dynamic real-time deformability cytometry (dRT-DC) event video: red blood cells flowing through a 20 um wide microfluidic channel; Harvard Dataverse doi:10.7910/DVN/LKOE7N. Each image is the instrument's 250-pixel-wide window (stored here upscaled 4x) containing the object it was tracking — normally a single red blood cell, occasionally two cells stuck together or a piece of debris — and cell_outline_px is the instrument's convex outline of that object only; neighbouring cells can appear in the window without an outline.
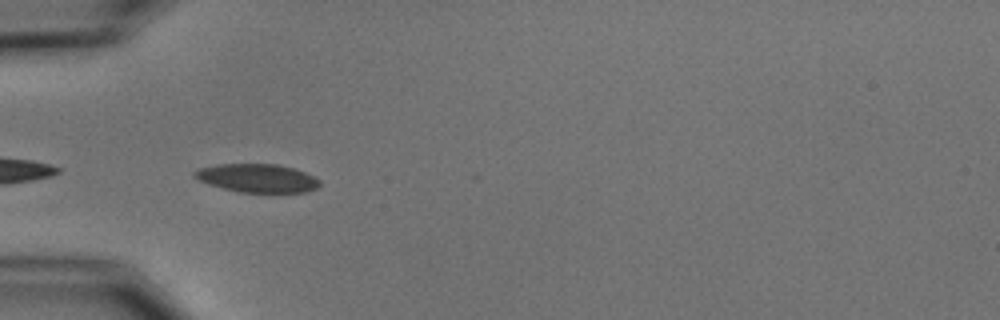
{"species": "common noctule bat (a hibernating species)", "species_latin": "Nyctalus noctula", "temperature_condition": "cold", "stored_images_in_passage": 6, "camera_frame_rate_fps": 3000, "um_per_image_px": 0.085, "animal": {"sex": "male", "body_mass_g": 15.6}, "frame": {"image": 1, "passage_image": 3, "time_ms": 3.0, "image_size_px": [1000, 320], "cell_outline_px": [[320, 184], [316, 188], [304, 192], [240, 192], [208, 184], [192, 176], [192, 172], [200, 168], [216, 164], [276, 164], [292, 168], [304, 172], [320, 180]], "centroid_in_image_um": [21.83, 15.13], "position_along_channel_um": 63.2, "area_um2": 20.52}}